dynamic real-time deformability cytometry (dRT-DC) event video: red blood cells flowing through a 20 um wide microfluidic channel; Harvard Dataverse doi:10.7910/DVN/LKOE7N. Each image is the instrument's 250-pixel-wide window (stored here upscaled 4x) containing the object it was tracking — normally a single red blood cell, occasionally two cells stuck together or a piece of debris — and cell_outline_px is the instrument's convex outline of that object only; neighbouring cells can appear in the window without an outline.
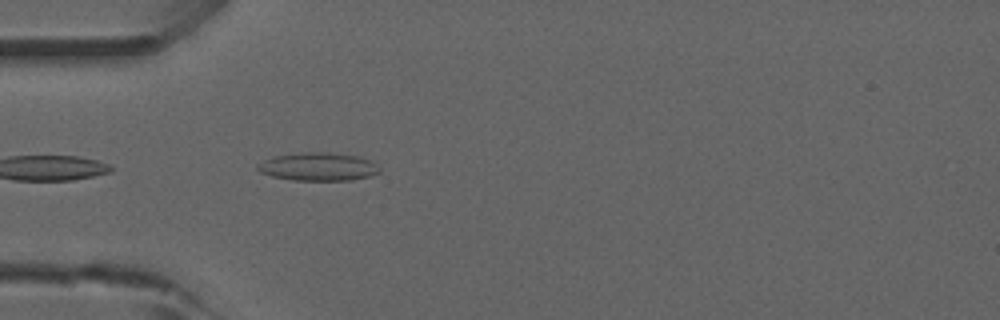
{"species": "common noctule bat (a hibernating species)", "species_latin": "Nyctalus noctula", "temperature_condition": "room temperature", "stored_images_in_passage": 7, "camera_frame_rate_fps": 3000, "um_per_image_px": 0.085, "animal": {"sex": "male", "forearm_length_mm": 52.5}, "frame": {"image": 1, "passage_image": 1, "time_ms": 0.0, "image_size_px": [1000, 320], "cell_outline_px": [[380, 172], [368, 176], [352, 180], [292, 180], [272, 176], [260, 172], [256, 168], [256, 164], [264, 160], [276, 156], [300, 152], [328, 152], [360, 156], [376, 164], [380, 168]], "centroid_in_image_um": [27.03, 14.16], "position_along_channel_um": 58.0, "area_um2": 20.0}}
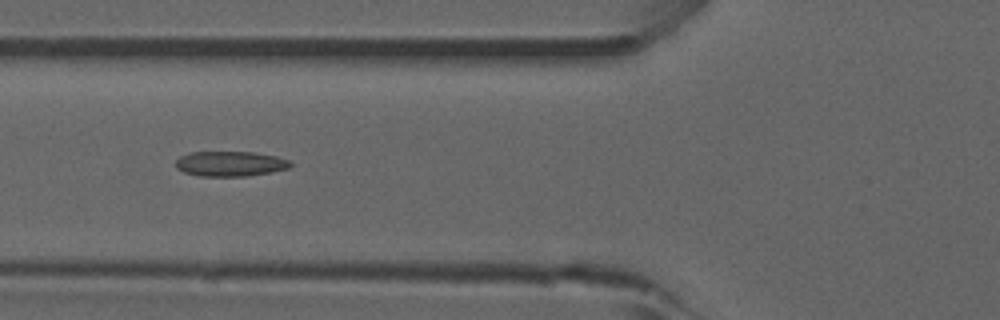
{"frame": {"image": 2, "passage_image": 5, "time_ms": 1.333, "image_size_px": [1000, 320], "cell_outline_px": [[292, 164], [288, 168], [272, 172], [248, 176], [200, 176], [184, 172], [176, 168], [176, 160], [180, 156], [188, 152], [252, 152], [276, 156], [288, 160]], "centroid_in_image_um": [19.55, 13.92], "position_along_channel_um": 106.3, "area_um2": 16.76}}